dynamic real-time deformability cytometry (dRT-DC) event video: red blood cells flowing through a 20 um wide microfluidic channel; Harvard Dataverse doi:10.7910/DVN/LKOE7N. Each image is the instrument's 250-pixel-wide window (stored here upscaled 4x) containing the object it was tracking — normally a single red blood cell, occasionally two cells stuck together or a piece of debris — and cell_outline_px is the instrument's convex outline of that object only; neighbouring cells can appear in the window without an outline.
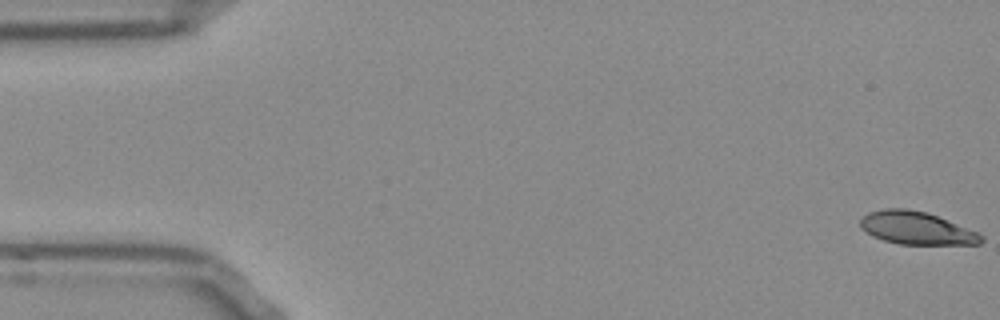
{"species": "Egyptian fruit bat (a non-hibernating species)", "species_latin": "Rousettus aegyptiacus", "temperature_condition": "room temperature", "stored_images_in_passage": 12, "camera_frame_rate_fps": 3000, "um_per_image_px": 0.085, "frame": {"image": 1, "passage_image": 1, "time_ms": 0.0, "image_size_px": [1000, 320], "cell_outline_px": [[984, 240], [980, 244], [900, 244], [884, 240], [872, 236], [860, 228], [860, 220], [868, 212], [884, 208], [908, 208], [924, 212], [936, 216], [980, 232], [984, 236]], "centroid_in_image_um": [77.91, 19.39], "position_along_channel_um": 7.1, "area_um2": 23.12}}